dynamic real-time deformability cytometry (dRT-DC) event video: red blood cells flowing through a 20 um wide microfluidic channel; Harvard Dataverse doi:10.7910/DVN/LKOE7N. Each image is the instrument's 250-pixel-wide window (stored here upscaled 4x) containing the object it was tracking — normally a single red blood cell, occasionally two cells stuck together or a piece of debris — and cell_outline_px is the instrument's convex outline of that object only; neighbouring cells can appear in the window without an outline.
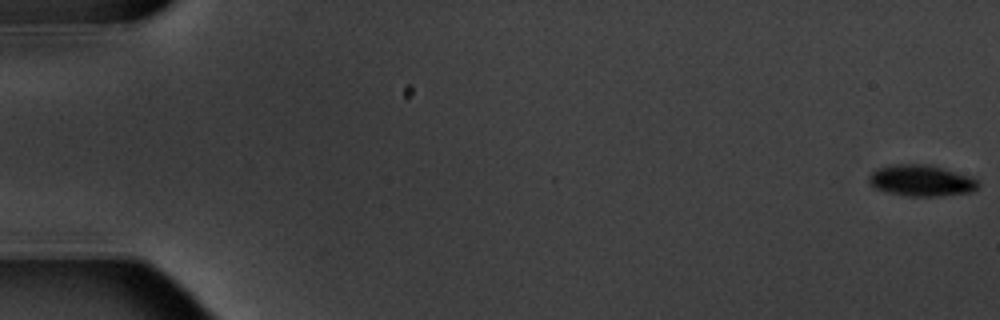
{"species": "common noctule bat (a hibernating species)", "species_latin": "Nyctalus noctula", "temperature_condition": "warm", "stored_images_in_passage": 6, "camera_frame_rate_fps": 3000, "um_per_image_px": 0.085, "animal": {"sex": "male", "body_mass_g": 20.1, "forearm_length_mm": 53.5}, "frame": {"image": 1, "passage_image": 1, "time_ms": 0.0, "image_size_px": [1000, 320], "cell_outline_px": [[980, 188], [976, 192], [940, 196], [908, 196], [888, 192], [876, 188], [868, 180], [868, 176], [876, 168], [888, 164], [928, 164], [972, 176], [980, 180]], "centroid_in_image_um": [78.39, 15.34], "position_along_channel_um": 6.6, "area_um2": 20.35}}
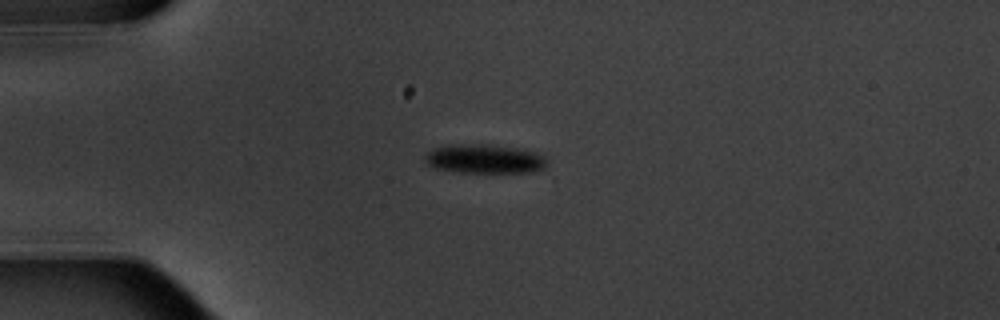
{"frame": {"image": 2, "passage_image": 5, "time_ms": 5.0, "image_size_px": [1000, 320], "cell_outline_px": [[548, 168], [532, 172], [456, 172], [432, 168], [424, 160], [424, 156], [428, 152], [436, 148], [448, 144], [488, 144], [524, 148], [536, 152], [544, 156], [548, 164]], "centroid_in_image_um": [41.22, 13.5], "position_along_channel_um": 43.8, "area_um2": 21.15}}